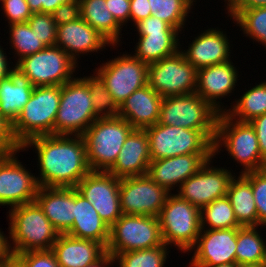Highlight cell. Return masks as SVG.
Segmentation results:
<instances>
[{"label":"cell","instance_id":"obj_1","mask_svg":"<svg viewBox=\"0 0 266 267\" xmlns=\"http://www.w3.org/2000/svg\"><path fill=\"white\" fill-rule=\"evenodd\" d=\"M28 148V149H27ZM35 148L40 187L75 188L91 170L82 136L43 135L26 141L21 150Z\"/></svg>","mask_w":266,"mask_h":267},{"label":"cell","instance_id":"obj_2","mask_svg":"<svg viewBox=\"0 0 266 267\" xmlns=\"http://www.w3.org/2000/svg\"><path fill=\"white\" fill-rule=\"evenodd\" d=\"M7 213L12 254L52 249L59 233L36 201L12 207Z\"/></svg>","mask_w":266,"mask_h":267},{"label":"cell","instance_id":"obj_3","mask_svg":"<svg viewBox=\"0 0 266 267\" xmlns=\"http://www.w3.org/2000/svg\"><path fill=\"white\" fill-rule=\"evenodd\" d=\"M213 147L214 158L223 151L222 147L225 148L228 156L242 166L239 174L266 168L254 127L250 122H240L231 118L226 112L219 114Z\"/></svg>","mask_w":266,"mask_h":267},{"label":"cell","instance_id":"obj_4","mask_svg":"<svg viewBox=\"0 0 266 267\" xmlns=\"http://www.w3.org/2000/svg\"><path fill=\"white\" fill-rule=\"evenodd\" d=\"M134 128L119 116L96 119L82 135L91 171L108 172Z\"/></svg>","mask_w":266,"mask_h":267},{"label":"cell","instance_id":"obj_5","mask_svg":"<svg viewBox=\"0 0 266 267\" xmlns=\"http://www.w3.org/2000/svg\"><path fill=\"white\" fill-rule=\"evenodd\" d=\"M144 130L152 160L187 154H214L216 131H199L159 123Z\"/></svg>","mask_w":266,"mask_h":267},{"label":"cell","instance_id":"obj_6","mask_svg":"<svg viewBox=\"0 0 266 267\" xmlns=\"http://www.w3.org/2000/svg\"><path fill=\"white\" fill-rule=\"evenodd\" d=\"M61 98V86L34 87L29 101L12 124L20 146L31 138L54 135V123Z\"/></svg>","mask_w":266,"mask_h":267},{"label":"cell","instance_id":"obj_7","mask_svg":"<svg viewBox=\"0 0 266 267\" xmlns=\"http://www.w3.org/2000/svg\"><path fill=\"white\" fill-rule=\"evenodd\" d=\"M158 220L164 244L183 253L190 252L201 232L200 209L171 192Z\"/></svg>","mask_w":266,"mask_h":267},{"label":"cell","instance_id":"obj_8","mask_svg":"<svg viewBox=\"0 0 266 267\" xmlns=\"http://www.w3.org/2000/svg\"><path fill=\"white\" fill-rule=\"evenodd\" d=\"M98 118L88 84L80 76L61 86L54 135L82 136Z\"/></svg>","mask_w":266,"mask_h":267},{"label":"cell","instance_id":"obj_9","mask_svg":"<svg viewBox=\"0 0 266 267\" xmlns=\"http://www.w3.org/2000/svg\"><path fill=\"white\" fill-rule=\"evenodd\" d=\"M14 65L34 87H44L62 86L74 79L79 64L60 47L53 45L20 59Z\"/></svg>","mask_w":266,"mask_h":267},{"label":"cell","instance_id":"obj_10","mask_svg":"<svg viewBox=\"0 0 266 267\" xmlns=\"http://www.w3.org/2000/svg\"><path fill=\"white\" fill-rule=\"evenodd\" d=\"M219 112L196 92L163 97L159 124L199 131H216Z\"/></svg>","mask_w":266,"mask_h":267},{"label":"cell","instance_id":"obj_11","mask_svg":"<svg viewBox=\"0 0 266 267\" xmlns=\"http://www.w3.org/2000/svg\"><path fill=\"white\" fill-rule=\"evenodd\" d=\"M163 244L158 217L123 214L110 227L106 252L114 257L118 253L148 249Z\"/></svg>","mask_w":266,"mask_h":267},{"label":"cell","instance_id":"obj_12","mask_svg":"<svg viewBox=\"0 0 266 267\" xmlns=\"http://www.w3.org/2000/svg\"><path fill=\"white\" fill-rule=\"evenodd\" d=\"M94 72L118 106L134 91L147 85L148 65L128 52L102 63Z\"/></svg>","mask_w":266,"mask_h":267},{"label":"cell","instance_id":"obj_13","mask_svg":"<svg viewBox=\"0 0 266 267\" xmlns=\"http://www.w3.org/2000/svg\"><path fill=\"white\" fill-rule=\"evenodd\" d=\"M197 69L179 50L148 65L147 84L161 97L195 93Z\"/></svg>","mask_w":266,"mask_h":267},{"label":"cell","instance_id":"obj_14","mask_svg":"<svg viewBox=\"0 0 266 267\" xmlns=\"http://www.w3.org/2000/svg\"><path fill=\"white\" fill-rule=\"evenodd\" d=\"M169 194L147 174L120 179L119 201L123 214L158 217Z\"/></svg>","mask_w":266,"mask_h":267},{"label":"cell","instance_id":"obj_15","mask_svg":"<svg viewBox=\"0 0 266 267\" xmlns=\"http://www.w3.org/2000/svg\"><path fill=\"white\" fill-rule=\"evenodd\" d=\"M20 152L0 155V206L9 209L34 202L40 187L34 173L18 160Z\"/></svg>","mask_w":266,"mask_h":267},{"label":"cell","instance_id":"obj_16","mask_svg":"<svg viewBox=\"0 0 266 267\" xmlns=\"http://www.w3.org/2000/svg\"><path fill=\"white\" fill-rule=\"evenodd\" d=\"M119 184L120 179L109 172L90 171L75 188L111 227L123 215L119 201Z\"/></svg>","mask_w":266,"mask_h":267},{"label":"cell","instance_id":"obj_17","mask_svg":"<svg viewBox=\"0 0 266 267\" xmlns=\"http://www.w3.org/2000/svg\"><path fill=\"white\" fill-rule=\"evenodd\" d=\"M211 158L193 176L185 180L176 194L187 200L198 209L203 208L214 200L226 196L228 186L234 174L225 167L213 166Z\"/></svg>","mask_w":266,"mask_h":267},{"label":"cell","instance_id":"obj_18","mask_svg":"<svg viewBox=\"0 0 266 267\" xmlns=\"http://www.w3.org/2000/svg\"><path fill=\"white\" fill-rule=\"evenodd\" d=\"M237 228L201 229L188 266H216L236 262Z\"/></svg>","mask_w":266,"mask_h":267},{"label":"cell","instance_id":"obj_19","mask_svg":"<svg viewBox=\"0 0 266 267\" xmlns=\"http://www.w3.org/2000/svg\"><path fill=\"white\" fill-rule=\"evenodd\" d=\"M233 64L230 60L197 70L195 92L219 113L226 112L228 108L221 99L228 98V95L234 93L235 87L239 86V69Z\"/></svg>","mask_w":266,"mask_h":267},{"label":"cell","instance_id":"obj_20","mask_svg":"<svg viewBox=\"0 0 266 267\" xmlns=\"http://www.w3.org/2000/svg\"><path fill=\"white\" fill-rule=\"evenodd\" d=\"M55 45L65 51L77 64L80 62L78 61L80 56L98 53L103 51V48L106 49V46L117 47L82 18L57 26Z\"/></svg>","mask_w":266,"mask_h":267},{"label":"cell","instance_id":"obj_21","mask_svg":"<svg viewBox=\"0 0 266 267\" xmlns=\"http://www.w3.org/2000/svg\"><path fill=\"white\" fill-rule=\"evenodd\" d=\"M214 154H187L152 160L147 175L170 193L198 172ZM172 190V191H171Z\"/></svg>","mask_w":266,"mask_h":267},{"label":"cell","instance_id":"obj_22","mask_svg":"<svg viewBox=\"0 0 266 267\" xmlns=\"http://www.w3.org/2000/svg\"><path fill=\"white\" fill-rule=\"evenodd\" d=\"M225 31L217 28H209L194 37L188 49H182L185 59L197 70L211 65L228 62L231 60L230 40ZM231 45V46H230Z\"/></svg>","mask_w":266,"mask_h":267},{"label":"cell","instance_id":"obj_23","mask_svg":"<svg viewBox=\"0 0 266 267\" xmlns=\"http://www.w3.org/2000/svg\"><path fill=\"white\" fill-rule=\"evenodd\" d=\"M35 201L59 234H66L75 217V188L39 187Z\"/></svg>","mask_w":266,"mask_h":267},{"label":"cell","instance_id":"obj_24","mask_svg":"<svg viewBox=\"0 0 266 267\" xmlns=\"http://www.w3.org/2000/svg\"><path fill=\"white\" fill-rule=\"evenodd\" d=\"M151 161L146 131L134 129L126 138L114 166L108 172L119 179L146 175Z\"/></svg>","mask_w":266,"mask_h":267},{"label":"cell","instance_id":"obj_25","mask_svg":"<svg viewBox=\"0 0 266 267\" xmlns=\"http://www.w3.org/2000/svg\"><path fill=\"white\" fill-rule=\"evenodd\" d=\"M162 99L147 84L123 101L118 116L124 118L134 129L144 130L158 123Z\"/></svg>","mask_w":266,"mask_h":267},{"label":"cell","instance_id":"obj_26","mask_svg":"<svg viewBox=\"0 0 266 267\" xmlns=\"http://www.w3.org/2000/svg\"><path fill=\"white\" fill-rule=\"evenodd\" d=\"M51 251L59 267H83L99 260L106 248L96 241L59 234Z\"/></svg>","mask_w":266,"mask_h":267},{"label":"cell","instance_id":"obj_27","mask_svg":"<svg viewBox=\"0 0 266 267\" xmlns=\"http://www.w3.org/2000/svg\"><path fill=\"white\" fill-rule=\"evenodd\" d=\"M66 234L76 238L96 241L105 248L110 238V227L101 219L93 205L76 188L74 222Z\"/></svg>","mask_w":266,"mask_h":267},{"label":"cell","instance_id":"obj_28","mask_svg":"<svg viewBox=\"0 0 266 267\" xmlns=\"http://www.w3.org/2000/svg\"><path fill=\"white\" fill-rule=\"evenodd\" d=\"M33 89L29 78L14 66L9 76L0 81V114L13 124L29 101Z\"/></svg>","mask_w":266,"mask_h":267},{"label":"cell","instance_id":"obj_29","mask_svg":"<svg viewBox=\"0 0 266 267\" xmlns=\"http://www.w3.org/2000/svg\"><path fill=\"white\" fill-rule=\"evenodd\" d=\"M179 31H155L146 32L138 36L132 54L134 57L149 65L171 56L180 50L181 35Z\"/></svg>","mask_w":266,"mask_h":267},{"label":"cell","instance_id":"obj_30","mask_svg":"<svg viewBox=\"0 0 266 267\" xmlns=\"http://www.w3.org/2000/svg\"><path fill=\"white\" fill-rule=\"evenodd\" d=\"M81 18L112 45L120 46L122 26L107 9L106 0H81Z\"/></svg>","mask_w":266,"mask_h":267},{"label":"cell","instance_id":"obj_31","mask_svg":"<svg viewBox=\"0 0 266 267\" xmlns=\"http://www.w3.org/2000/svg\"><path fill=\"white\" fill-rule=\"evenodd\" d=\"M226 196L234 210L238 223L244 226H258V215L251 183L242 175L231 179Z\"/></svg>","mask_w":266,"mask_h":267},{"label":"cell","instance_id":"obj_32","mask_svg":"<svg viewBox=\"0 0 266 267\" xmlns=\"http://www.w3.org/2000/svg\"><path fill=\"white\" fill-rule=\"evenodd\" d=\"M250 87L239 98L230 103L226 113L240 122H250L253 118L266 113V81Z\"/></svg>","mask_w":266,"mask_h":267},{"label":"cell","instance_id":"obj_33","mask_svg":"<svg viewBox=\"0 0 266 267\" xmlns=\"http://www.w3.org/2000/svg\"><path fill=\"white\" fill-rule=\"evenodd\" d=\"M259 229V226L237 228L235 256L238 265L263 263L266 241H264L263 233Z\"/></svg>","mask_w":266,"mask_h":267},{"label":"cell","instance_id":"obj_34","mask_svg":"<svg viewBox=\"0 0 266 267\" xmlns=\"http://www.w3.org/2000/svg\"><path fill=\"white\" fill-rule=\"evenodd\" d=\"M201 229H229L242 227L227 196L214 200L200 209Z\"/></svg>","mask_w":266,"mask_h":267},{"label":"cell","instance_id":"obj_35","mask_svg":"<svg viewBox=\"0 0 266 267\" xmlns=\"http://www.w3.org/2000/svg\"><path fill=\"white\" fill-rule=\"evenodd\" d=\"M152 15L165 21L180 34L185 28L186 21L192 13L194 2L197 0H148ZM192 8V9H191Z\"/></svg>","mask_w":266,"mask_h":267},{"label":"cell","instance_id":"obj_36","mask_svg":"<svg viewBox=\"0 0 266 267\" xmlns=\"http://www.w3.org/2000/svg\"><path fill=\"white\" fill-rule=\"evenodd\" d=\"M165 244L153 248L118 253L113 257L118 267H164L170 253Z\"/></svg>","mask_w":266,"mask_h":267},{"label":"cell","instance_id":"obj_37","mask_svg":"<svg viewBox=\"0 0 266 267\" xmlns=\"http://www.w3.org/2000/svg\"><path fill=\"white\" fill-rule=\"evenodd\" d=\"M232 21L244 36L253 39V43L260 42L266 49V6L240 10Z\"/></svg>","mask_w":266,"mask_h":267},{"label":"cell","instance_id":"obj_38","mask_svg":"<svg viewBox=\"0 0 266 267\" xmlns=\"http://www.w3.org/2000/svg\"><path fill=\"white\" fill-rule=\"evenodd\" d=\"M9 44L10 49L15 52V59L18 56V62L20 59L32 55L36 52L43 50L46 46L38 38V36L33 32L28 22L9 24Z\"/></svg>","mask_w":266,"mask_h":267},{"label":"cell","instance_id":"obj_39","mask_svg":"<svg viewBox=\"0 0 266 267\" xmlns=\"http://www.w3.org/2000/svg\"><path fill=\"white\" fill-rule=\"evenodd\" d=\"M81 77L87 84L91 94V100L96 115L99 118L116 117L119 115V106L114 101L105 83L95 73Z\"/></svg>","mask_w":266,"mask_h":267},{"label":"cell","instance_id":"obj_40","mask_svg":"<svg viewBox=\"0 0 266 267\" xmlns=\"http://www.w3.org/2000/svg\"><path fill=\"white\" fill-rule=\"evenodd\" d=\"M250 183L258 215V226L266 228V168L242 174Z\"/></svg>","mask_w":266,"mask_h":267},{"label":"cell","instance_id":"obj_41","mask_svg":"<svg viewBox=\"0 0 266 267\" xmlns=\"http://www.w3.org/2000/svg\"><path fill=\"white\" fill-rule=\"evenodd\" d=\"M28 24L45 46H53L57 39V25L50 13H33Z\"/></svg>","mask_w":266,"mask_h":267},{"label":"cell","instance_id":"obj_42","mask_svg":"<svg viewBox=\"0 0 266 267\" xmlns=\"http://www.w3.org/2000/svg\"><path fill=\"white\" fill-rule=\"evenodd\" d=\"M1 5L8 25L25 23L33 14L26 0H4Z\"/></svg>","mask_w":266,"mask_h":267},{"label":"cell","instance_id":"obj_43","mask_svg":"<svg viewBox=\"0 0 266 267\" xmlns=\"http://www.w3.org/2000/svg\"><path fill=\"white\" fill-rule=\"evenodd\" d=\"M26 267H59L56 257L51 250L29 251L17 254Z\"/></svg>","mask_w":266,"mask_h":267},{"label":"cell","instance_id":"obj_44","mask_svg":"<svg viewBox=\"0 0 266 267\" xmlns=\"http://www.w3.org/2000/svg\"><path fill=\"white\" fill-rule=\"evenodd\" d=\"M51 14L57 26L77 20L81 18L80 1L61 4Z\"/></svg>","mask_w":266,"mask_h":267},{"label":"cell","instance_id":"obj_45","mask_svg":"<svg viewBox=\"0 0 266 267\" xmlns=\"http://www.w3.org/2000/svg\"><path fill=\"white\" fill-rule=\"evenodd\" d=\"M21 150V146L14 138L12 124L0 114V155Z\"/></svg>","mask_w":266,"mask_h":267},{"label":"cell","instance_id":"obj_46","mask_svg":"<svg viewBox=\"0 0 266 267\" xmlns=\"http://www.w3.org/2000/svg\"><path fill=\"white\" fill-rule=\"evenodd\" d=\"M133 27L137 30L136 34L138 36H143L146 32H155V31H178L177 29L170 26L165 21L159 19L155 16H149L146 19H143L136 23Z\"/></svg>","mask_w":266,"mask_h":267},{"label":"cell","instance_id":"obj_47","mask_svg":"<svg viewBox=\"0 0 266 267\" xmlns=\"http://www.w3.org/2000/svg\"><path fill=\"white\" fill-rule=\"evenodd\" d=\"M106 6L122 27L128 23L130 15V0H106Z\"/></svg>","mask_w":266,"mask_h":267},{"label":"cell","instance_id":"obj_48","mask_svg":"<svg viewBox=\"0 0 266 267\" xmlns=\"http://www.w3.org/2000/svg\"><path fill=\"white\" fill-rule=\"evenodd\" d=\"M149 16H152V11L148 0H130L129 21L132 22V26Z\"/></svg>","mask_w":266,"mask_h":267},{"label":"cell","instance_id":"obj_49","mask_svg":"<svg viewBox=\"0 0 266 267\" xmlns=\"http://www.w3.org/2000/svg\"><path fill=\"white\" fill-rule=\"evenodd\" d=\"M227 9L226 14L232 19L240 10L264 7L266 0H224Z\"/></svg>","mask_w":266,"mask_h":267},{"label":"cell","instance_id":"obj_50","mask_svg":"<svg viewBox=\"0 0 266 267\" xmlns=\"http://www.w3.org/2000/svg\"><path fill=\"white\" fill-rule=\"evenodd\" d=\"M250 124L255 129L258 139L260 154L262 158L266 161V113L253 118L250 121Z\"/></svg>","mask_w":266,"mask_h":267},{"label":"cell","instance_id":"obj_51","mask_svg":"<svg viewBox=\"0 0 266 267\" xmlns=\"http://www.w3.org/2000/svg\"><path fill=\"white\" fill-rule=\"evenodd\" d=\"M11 60V58L8 59V56L6 54V51L3 50V47L0 44V81L2 79H5L9 76V72L14 68L15 65H13V62L7 61ZM11 63V66H10Z\"/></svg>","mask_w":266,"mask_h":267},{"label":"cell","instance_id":"obj_52","mask_svg":"<svg viewBox=\"0 0 266 267\" xmlns=\"http://www.w3.org/2000/svg\"><path fill=\"white\" fill-rule=\"evenodd\" d=\"M1 229V228H0ZM0 230V261H5L11 254V248L9 245L8 235Z\"/></svg>","mask_w":266,"mask_h":267},{"label":"cell","instance_id":"obj_53","mask_svg":"<svg viewBox=\"0 0 266 267\" xmlns=\"http://www.w3.org/2000/svg\"><path fill=\"white\" fill-rule=\"evenodd\" d=\"M73 0H42V13H52L58 6Z\"/></svg>","mask_w":266,"mask_h":267},{"label":"cell","instance_id":"obj_54","mask_svg":"<svg viewBox=\"0 0 266 267\" xmlns=\"http://www.w3.org/2000/svg\"><path fill=\"white\" fill-rule=\"evenodd\" d=\"M113 256L106 252L99 260L83 267H114Z\"/></svg>","mask_w":266,"mask_h":267},{"label":"cell","instance_id":"obj_55","mask_svg":"<svg viewBox=\"0 0 266 267\" xmlns=\"http://www.w3.org/2000/svg\"><path fill=\"white\" fill-rule=\"evenodd\" d=\"M2 267H26L24 262L14 254H11L4 262Z\"/></svg>","mask_w":266,"mask_h":267},{"label":"cell","instance_id":"obj_56","mask_svg":"<svg viewBox=\"0 0 266 267\" xmlns=\"http://www.w3.org/2000/svg\"><path fill=\"white\" fill-rule=\"evenodd\" d=\"M32 13H42V0H26Z\"/></svg>","mask_w":266,"mask_h":267},{"label":"cell","instance_id":"obj_57","mask_svg":"<svg viewBox=\"0 0 266 267\" xmlns=\"http://www.w3.org/2000/svg\"><path fill=\"white\" fill-rule=\"evenodd\" d=\"M189 267H239V265L235 262V263L219 264L216 266H189Z\"/></svg>","mask_w":266,"mask_h":267},{"label":"cell","instance_id":"obj_58","mask_svg":"<svg viewBox=\"0 0 266 267\" xmlns=\"http://www.w3.org/2000/svg\"><path fill=\"white\" fill-rule=\"evenodd\" d=\"M239 267H264L263 263H258V264H244V265H239Z\"/></svg>","mask_w":266,"mask_h":267},{"label":"cell","instance_id":"obj_59","mask_svg":"<svg viewBox=\"0 0 266 267\" xmlns=\"http://www.w3.org/2000/svg\"><path fill=\"white\" fill-rule=\"evenodd\" d=\"M263 265H264V267H266V253H265V256H264Z\"/></svg>","mask_w":266,"mask_h":267},{"label":"cell","instance_id":"obj_60","mask_svg":"<svg viewBox=\"0 0 266 267\" xmlns=\"http://www.w3.org/2000/svg\"><path fill=\"white\" fill-rule=\"evenodd\" d=\"M3 262H4V261H0V267H2V266H3Z\"/></svg>","mask_w":266,"mask_h":267}]
</instances>
